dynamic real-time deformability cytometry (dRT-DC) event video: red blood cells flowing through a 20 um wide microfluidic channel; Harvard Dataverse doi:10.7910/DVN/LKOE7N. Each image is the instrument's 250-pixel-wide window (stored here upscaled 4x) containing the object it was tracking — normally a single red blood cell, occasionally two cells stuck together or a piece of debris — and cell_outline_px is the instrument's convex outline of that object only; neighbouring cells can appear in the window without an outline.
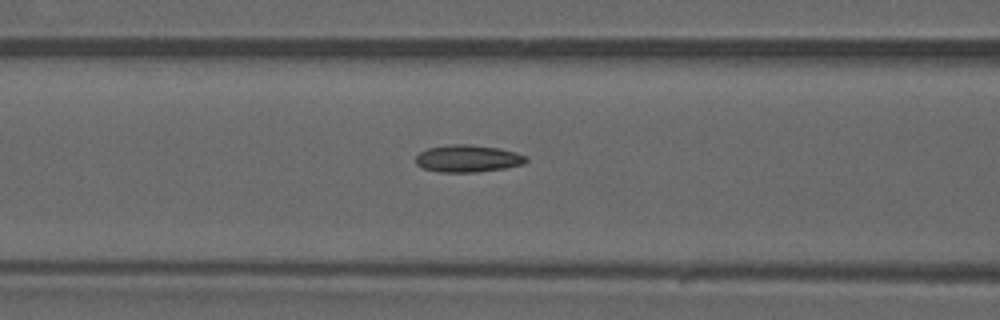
{"species": "common noctule bat (a hibernating species)", "species_latin": "Nyctalus noctula", "temperature_condition": "warm", "stored_images_in_passage": 35, "camera_frame_rate_fps": 3000, "um_per_image_px": 0.085, "animal": {"sex": "male", "forearm_length_mm": 52.5}, "frame": {"image": 1, "passage_image": 11, "time_ms": 3.333, "image_size_px": [1000, 320], "cell_outline_px": [[528, 160], [524, 164], [504, 168], [476, 172], [440, 172], [420, 168], [416, 164], [416, 156], [420, 152], [428, 148], [448, 144], [468, 144], [500, 148], [516, 152], [528, 156]], "centroid_in_image_um": [39.77, 13.47], "position_along_channel_um": 126.8, "area_um2": 17.69}}